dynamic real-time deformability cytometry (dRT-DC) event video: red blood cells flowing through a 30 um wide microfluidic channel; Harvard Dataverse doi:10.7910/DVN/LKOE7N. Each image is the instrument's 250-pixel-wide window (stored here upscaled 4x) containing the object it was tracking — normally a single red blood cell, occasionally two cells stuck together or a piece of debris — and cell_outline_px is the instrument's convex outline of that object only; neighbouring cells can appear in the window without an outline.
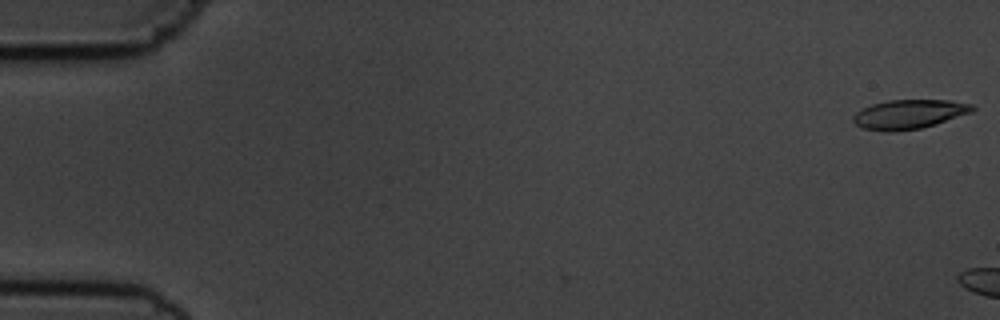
{"species": "common noctule bat (a hibernating species)", "species_latin": "Nyctalus noctula", "temperature_condition": "cold", "stored_images_in_passage": 6, "camera_frame_rate_fps": 3000, "um_per_image_px": 0.085, "animal": {"sex": "male", "body_mass_g": 19.5, "forearm_length_mm": 54.6}, "frame": {"image": 1, "passage_image": 1, "time_ms": 0.0, "image_size_px": [1000, 320], "cell_outline_px": [[976, 108], [972, 112], [936, 124], [920, 128], [892, 132], [884, 132], [860, 128], [852, 120], [852, 116], [856, 112], [872, 104], [888, 100], [952, 100], [972, 104]], "centroid_in_image_um": [77.26, 9.71], "position_along_channel_um": 7.7, "area_um2": 20.46}}